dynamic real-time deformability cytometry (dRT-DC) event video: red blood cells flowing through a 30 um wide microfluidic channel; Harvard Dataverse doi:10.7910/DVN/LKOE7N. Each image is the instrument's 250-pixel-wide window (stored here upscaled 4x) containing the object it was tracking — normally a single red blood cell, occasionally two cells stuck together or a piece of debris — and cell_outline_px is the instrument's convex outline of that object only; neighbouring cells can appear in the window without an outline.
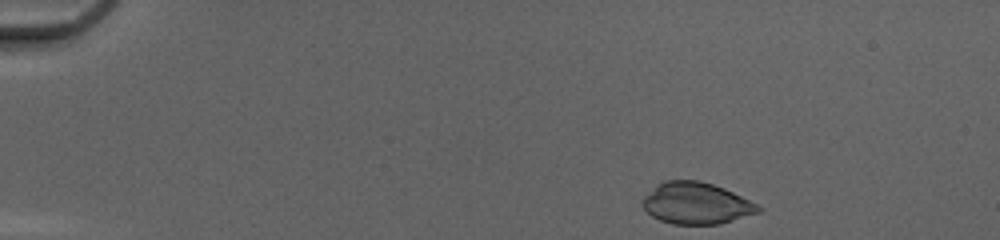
{"species": "common noctule bat (a hibernating species)", "species_latin": "Nyctalus noctula", "temperature_condition": "cold", "stored_images_in_passage": 37, "camera_frame_rate_fps": 3000, "um_per_image_px": 0.085, "animal": {"sex": "female", "body_mass_g": 20.0, "forearm_length_mm": 54.0}, "frame": {"image": 1, "passage_image": 1, "time_ms": 0.0, "image_size_px": [1000, 240], "cell_outline_px": [[764, 208], [760, 212], [720, 224], [672, 224], [660, 220], [652, 216], [644, 208], [640, 200], [656, 184], [664, 180], [696, 180], [712, 184], [724, 188]], "centroid_in_image_um": [59.15, 17.28], "position_along_channel_um": 25.9, "area_um2": 28.03}}
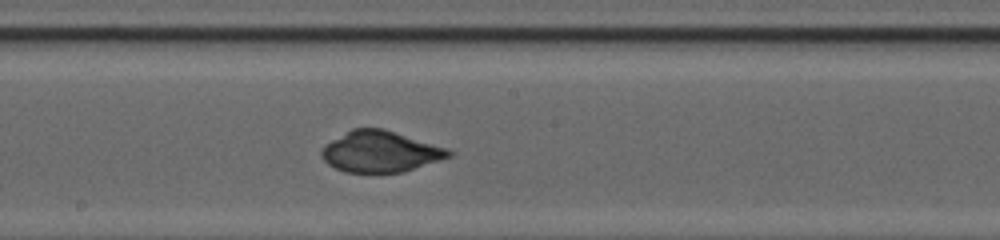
{"frame": {"image": 2, "passage_image": 22, "time_ms": 7.0, "image_size_px": [1000, 240], "cell_outline_px": [[452, 156], [404, 172], [344, 172], [328, 164], [320, 156], [320, 152], [324, 144], [352, 128], [384, 128], [448, 148], [452, 152]], "centroid_in_image_um": [32.32, 12.88], "position_along_channel_um": 215.9, "area_um2": 30.58}}
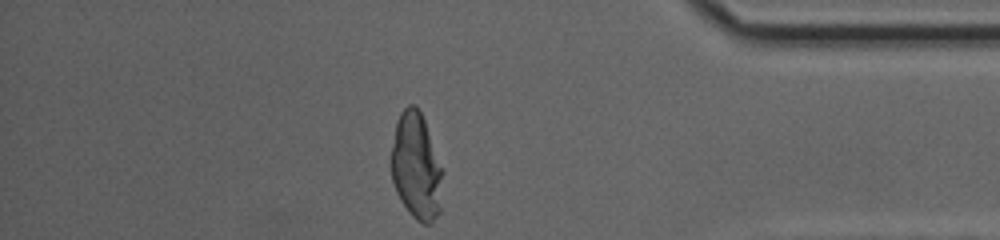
{"frame": {"image": 3, "passage_image": 37, "time_ms": 12.0, "image_size_px": [1000, 240], "cell_outline_px": [[444, 172], [440, 212], [432, 224], [424, 224], [416, 220], [412, 216], [400, 200], [396, 192], [392, 180], [392, 148], [396, 120], [400, 112], [408, 104], [416, 104], [424, 120], [444, 168]], "centroid_in_image_um": [35.42, 14.16], "position_along_channel_um": 399.8, "area_um2": 32.54}}